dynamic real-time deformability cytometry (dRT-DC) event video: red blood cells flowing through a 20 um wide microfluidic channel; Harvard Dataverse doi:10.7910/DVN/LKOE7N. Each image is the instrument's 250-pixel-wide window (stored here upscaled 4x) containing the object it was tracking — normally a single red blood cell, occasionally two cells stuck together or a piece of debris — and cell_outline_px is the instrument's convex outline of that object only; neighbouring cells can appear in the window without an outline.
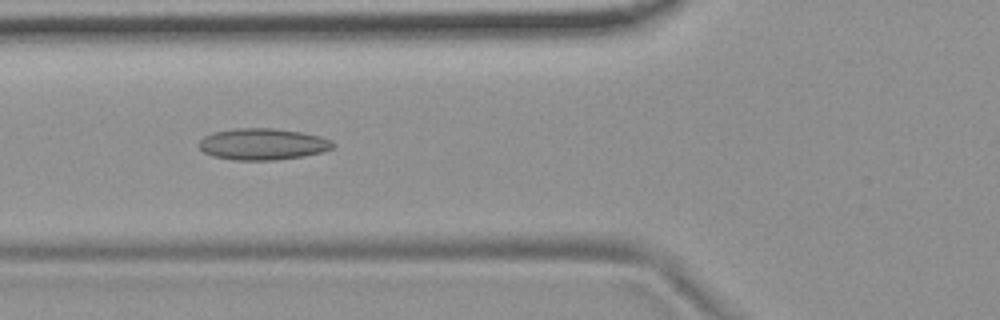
{"species": "common noctule bat (a hibernating species)", "species_latin": "Nyctalus noctula", "temperature_condition": "room temperature", "stored_images_in_passage": 51, "camera_frame_rate_fps": 3000, "um_per_image_px": 0.085, "animal": {"sex": "female", "body_mass_g": 19.9}, "frame": {"image": 1, "passage_image": 17, "time_ms": 5.333, "image_size_px": [1000, 320], "cell_outline_px": [[336, 144], [332, 148], [320, 152], [304, 156], [272, 160], [236, 160], [212, 156], [204, 152], [200, 148], [200, 140], [204, 136], [212, 132], [236, 128], [272, 128], [300, 132], [320, 136], [332, 140]], "centroid_in_image_um": [22.33, 12.24], "position_along_channel_um": 103.5, "area_um2": 24.51}}
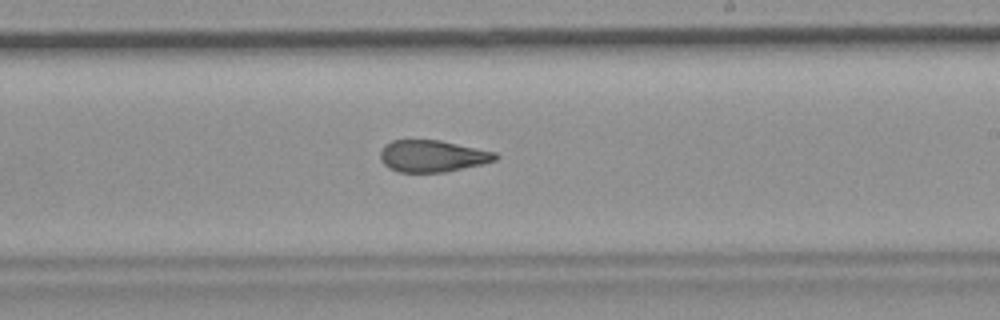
{"frame": {"image": 2, "passage_image": 29, "time_ms": 9.333, "image_size_px": [1000, 320], "cell_outline_px": [[500, 156], [496, 160], [480, 164], [444, 172], [400, 172], [388, 168], [380, 160], [380, 152], [384, 144], [392, 140], [440, 140], [496, 152]], "centroid_in_image_um": [36.73, 13.26], "position_along_channel_um": 252.3, "area_um2": 21.33}}
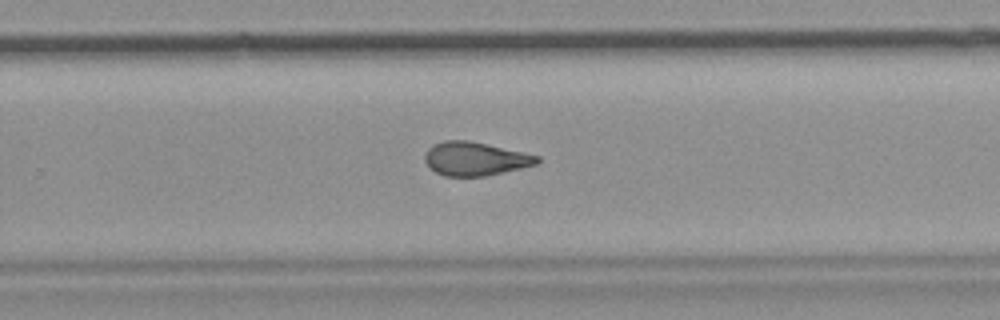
{"frame": {"image": 3, "passage_image": 32, "time_ms": 10.333, "image_size_px": [1000, 320], "cell_outline_px": [[540, 160], [536, 164], [520, 168], [484, 176], [444, 176], [436, 172], [424, 160], [424, 156], [428, 148], [432, 144], [444, 140], [468, 140], [540, 156]], "centroid_in_image_um": [40.35, 13.49], "position_along_channel_um": 289.4, "area_um2": 21.73}, "authors_computed_cell_mechanics": {"area_um2": 22.542, "velocity_mm_per_s": 3.7253, "shape_relaxation_time_tau1_ms": null, "shape_relaxation_time_tau2_ms": 2.5045, "deformation_change_tau1": null, "deformation_change_tau2": 0.1091}}